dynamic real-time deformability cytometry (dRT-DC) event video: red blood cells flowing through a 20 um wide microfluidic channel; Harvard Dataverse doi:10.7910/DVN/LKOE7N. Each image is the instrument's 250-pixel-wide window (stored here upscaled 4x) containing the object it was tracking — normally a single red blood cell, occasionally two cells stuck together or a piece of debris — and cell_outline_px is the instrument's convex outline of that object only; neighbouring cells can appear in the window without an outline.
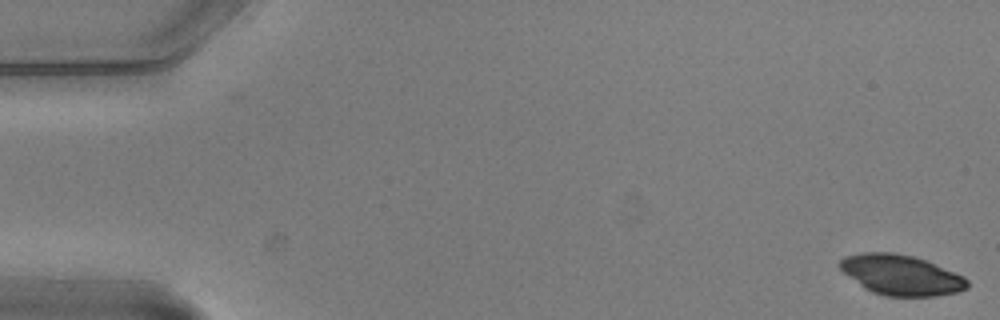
{"species": "common noctule bat (a hibernating species)", "species_latin": "Nyctalus noctula", "temperature_condition": "warm", "stored_images_in_passage": 6, "camera_frame_rate_fps": 3000, "um_per_image_px": 0.085, "animal": {"sex": "male", "body_mass_g": 20.5, "forearm_length_mm": 52.5}, "frame": {"image": 1, "passage_image": 1, "time_ms": 0.0, "image_size_px": [1000, 320], "cell_outline_px": [[968, 288], [960, 292], [936, 296], [884, 296], [872, 292], [864, 288], [844, 272], [836, 264], [844, 256], [860, 252], [892, 252], [912, 256], [924, 260], [964, 276], [968, 280]], "centroid_in_image_um": [76.58, 23.37], "position_along_channel_um": 8.4, "area_um2": 29.94}}